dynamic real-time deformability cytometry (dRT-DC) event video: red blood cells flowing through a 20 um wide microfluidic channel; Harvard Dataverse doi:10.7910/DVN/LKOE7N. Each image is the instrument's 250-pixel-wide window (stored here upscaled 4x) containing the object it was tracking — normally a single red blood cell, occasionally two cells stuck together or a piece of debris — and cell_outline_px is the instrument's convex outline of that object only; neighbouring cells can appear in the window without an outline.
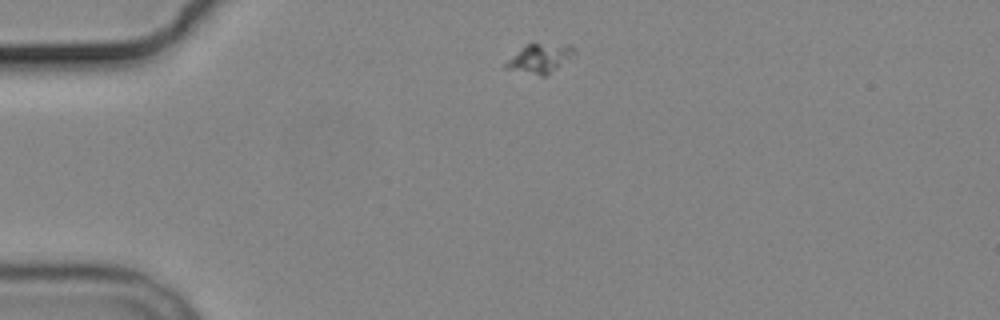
{"species": "common noctule bat (a hibernating species)", "species_latin": "Nyctalus noctula", "temperature_condition": "cold", "stored_images_in_passage": 2, "camera_frame_rate_fps": 3000, "um_per_image_px": 0.085, "animal": {"sex": "male", "body_mass_g": 19.2, "forearm_length_mm": 51.8}, "frame": {"image": 1, "passage_image": 1, "time_ms": 0.0, "image_size_px": [1000, 320], "cell_outline_px": [[576, 52], [544, 76], [540, 76], [504, 68], [504, 64], [512, 56], [528, 44], [572, 44]], "centroid_in_image_um": [45.87, 4.95], "position_along_channel_um": 39.1, "area_um2": 11.1}}